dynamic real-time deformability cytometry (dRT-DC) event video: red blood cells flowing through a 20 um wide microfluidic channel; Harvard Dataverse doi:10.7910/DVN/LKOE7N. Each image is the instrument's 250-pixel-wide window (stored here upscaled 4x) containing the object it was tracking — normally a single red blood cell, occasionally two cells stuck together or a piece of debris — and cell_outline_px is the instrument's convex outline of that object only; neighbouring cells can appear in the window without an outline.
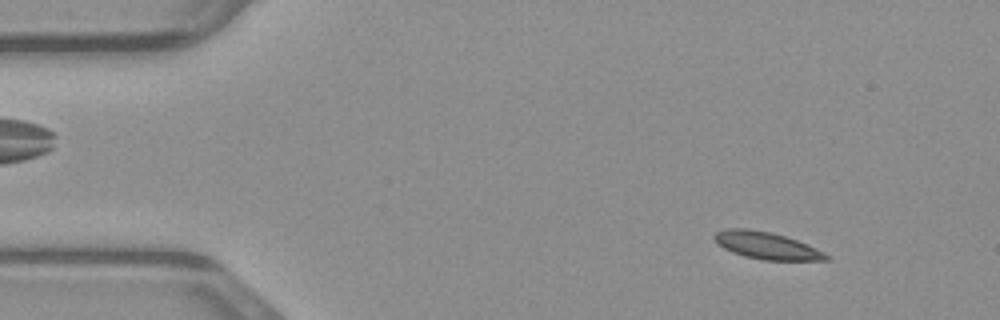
{"species": "common noctule bat (a hibernating species)", "species_latin": "Nyctalus noctula", "temperature_condition": "warm", "stored_images_in_passage": 48, "camera_frame_rate_fps": 3000, "um_per_image_px": 0.085, "animal": {"sex": "male", "body_mass_g": 23.1, "forearm_length_mm": 52.7}, "frame": {"image": 1, "passage_image": 5, "time_ms": 1.333, "image_size_px": [1000, 320], "cell_outline_px": [[832, 260], [764, 260], [744, 256], [732, 252], [716, 244], [712, 236], [716, 232], [728, 228], [748, 228], [772, 232], [808, 244], [832, 256]], "centroid_in_image_um": [65.16, 20.87], "position_along_channel_um": 19.8, "area_um2": 17.86}}
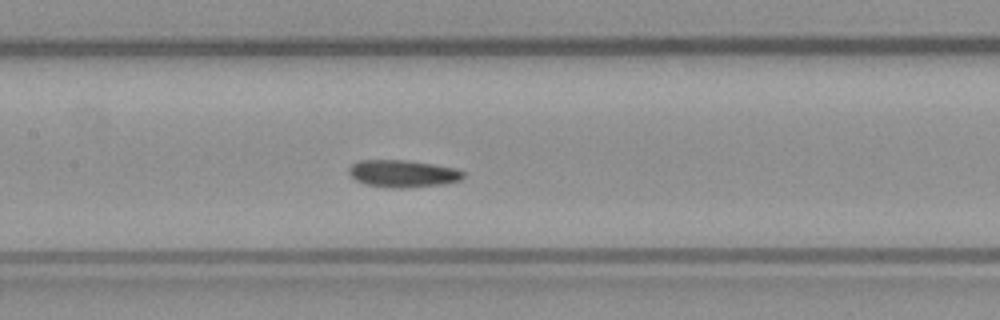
{"frame": {"image": 2, "passage_image": 22, "time_ms": 7.0, "image_size_px": [1000, 320], "cell_outline_px": [[464, 176], [460, 180], [444, 184], [408, 188], [392, 188], [364, 184], [356, 180], [348, 172], [348, 168], [356, 160], [404, 160], [432, 164], [456, 168], [464, 172]], "centroid_in_image_um": [34.22, 14.76], "position_along_channel_um": 173.2, "area_um2": 18.26}}
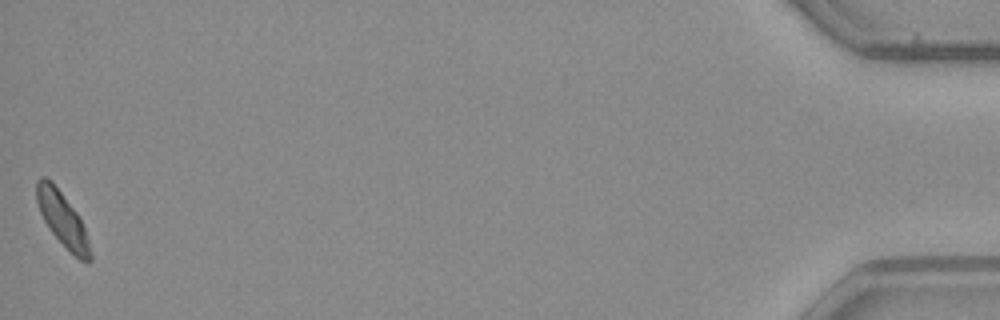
{"frame": {"image": 3, "passage_image": 48, "time_ms": 15.667, "image_size_px": [1000, 320], "cell_outline_px": [[92, 260], [88, 264], [80, 260], [48, 228], [40, 212], [36, 200], [36, 180], [40, 176], [44, 176], [52, 180], [76, 212], [84, 228], [88, 240], [92, 256]], "centroid_in_image_um": [5.29, 18.6], "position_along_channel_um": 429.9, "area_um2": 16.65}}